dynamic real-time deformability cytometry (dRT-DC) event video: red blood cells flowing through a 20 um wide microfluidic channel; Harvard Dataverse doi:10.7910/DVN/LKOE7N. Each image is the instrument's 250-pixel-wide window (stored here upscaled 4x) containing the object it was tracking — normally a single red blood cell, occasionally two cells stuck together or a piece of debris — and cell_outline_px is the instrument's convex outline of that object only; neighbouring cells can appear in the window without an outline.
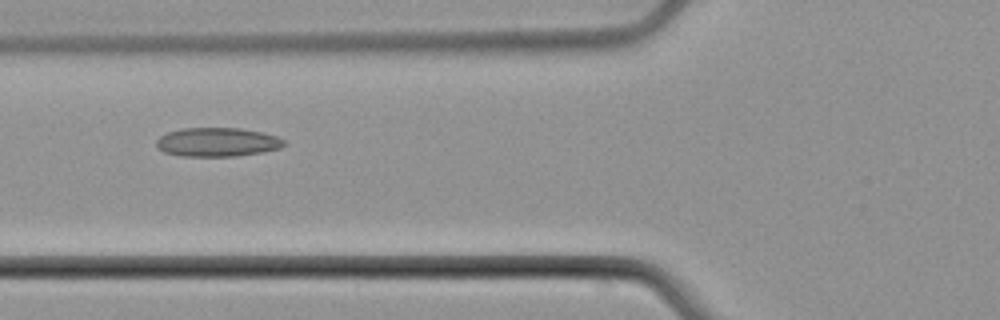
{"species": "common noctule bat (a hibernating species)", "species_latin": "Nyctalus noctula", "temperature_condition": "cold", "stored_images_in_passage": 4, "camera_frame_rate_fps": 3000, "um_per_image_px": 0.085, "animal": {"sex": "male", "body_mass_g": 21.5, "forearm_length_mm": 52.0}, "frame": {"image": 1, "passage_image": 2, "time_ms": 1.333, "image_size_px": [1000, 320], "cell_outline_px": [[284, 144], [280, 148], [264, 152], [236, 156], [180, 156], [164, 152], [156, 144], [156, 140], [160, 136], [168, 132], [180, 128], [240, 128], [264, 132], [276, 136], [284, 140]], "centroid_in_image_um": [18.48, 12.07], "position_along_channel_um": 107.3, "area_um2": 21.56}}
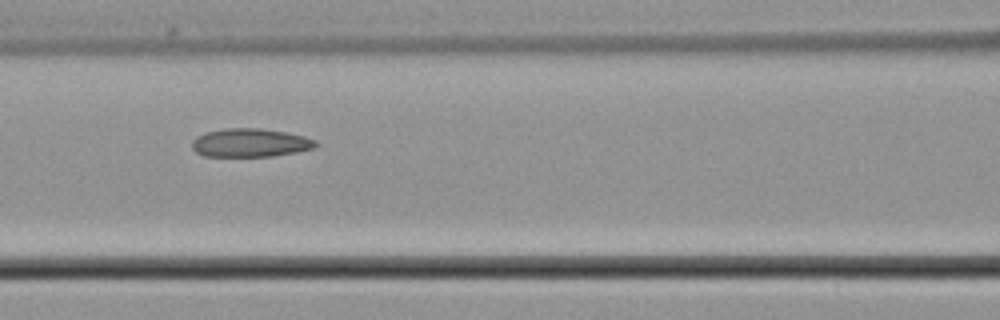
{"frame": {"image": 2, "passage_image": 3, "time_ms": 2.333, "image_size_px": [1000, 320], "cell_outline_px": [[316, 148], [296, 152], [272, 156], [204, 156], [196, 152], [192, 148], [192, 140], [196, 136], [204, 132], [224, 128], [260, 128], [284, 132], [304, 136], [316, 140]], "centroid_in_image_um": [21.24, 12.13], "position_along_channel_um": 145.4, "area_um2": 20.58}}
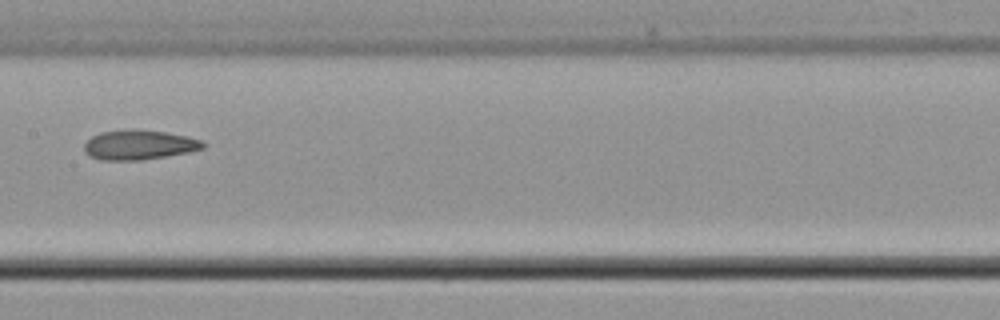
{"frame": {"image": 3, "passage_image": 4, "time_ms": 3.667, "image_size_px": [1000, 320], "cell_outline_px": [[208, 144], [204, 148], [188, 152], [140, 160], [100, 160], [88, 156], [84, 152], [84, 144], [92, 136], [100, 132], [164, 132], [188, 136], [200, 140]], "centroid_in_image_um": [11.82, 12.36], "position_along_channel_um": 195.6, "area_um2": 19.77}}